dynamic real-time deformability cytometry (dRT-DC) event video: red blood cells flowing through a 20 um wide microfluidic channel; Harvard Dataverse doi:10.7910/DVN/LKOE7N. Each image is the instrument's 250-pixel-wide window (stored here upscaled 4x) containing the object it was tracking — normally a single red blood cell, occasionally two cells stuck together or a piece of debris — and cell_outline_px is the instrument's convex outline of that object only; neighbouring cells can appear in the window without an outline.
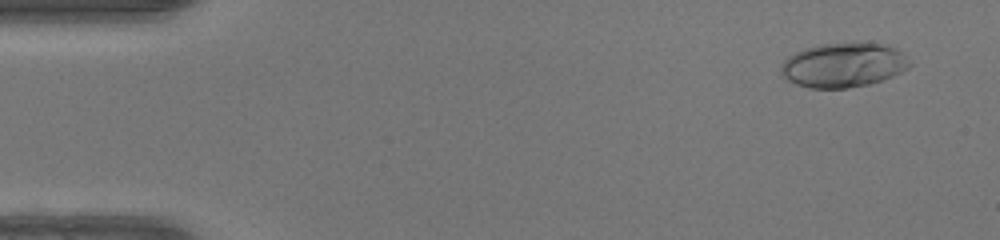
{"species": "human", "species_latin": "Homo sapiens", "temperature_condition": "warm", "stored_images_in_passage": 48, "camera_frame_rate_fps": 3000, "um_per_image_px": 0.085, "donor": {"sex": "female"}, "frame": {"image": 1, "passage_image": 3, "time_ms": 0.667, "image_size_px": [1000, 240], "cell_outline_px": [[912, 64], [908, 68], [892, 76], [868, 84], [844, 88], [808, 88], [796, 84], [788, 80], [780, 72], [780, 64], [788, 56], [796, 52], [820, 44], [884, 44], [896, 48]], "centroid_in_image_um": [71.65, 5.55], "position_along_channel_um": 13.3, "area_um2": 32.77}}
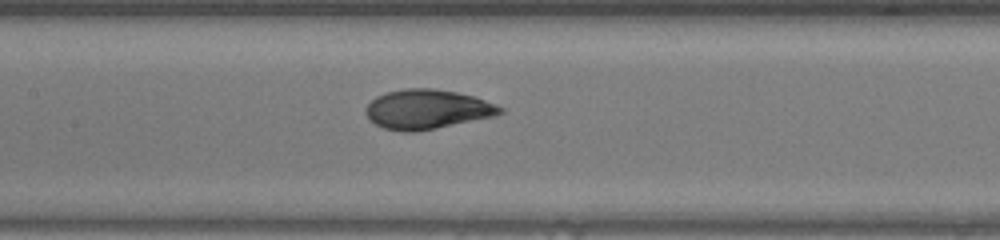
{"frame": {"image": 2, "passage_image": 23, "time_ms": 7.333, "image_size_px": [1000, 240], "cell_outline_px": [[504, 112], [496, 116], [436, 128], [412, 132], [400, 132], [384, 128], [368, 120], [364, 112], [364, 108], [376, 96], [388, 92], [404, 88], [432, 88], [456, 92], [472, 96], [496, 104], [504, 108]], "centroid_in_image_um": [36.28, 9.29], "position_along_channel_um": 171.1, "area_um2": 31.04}}
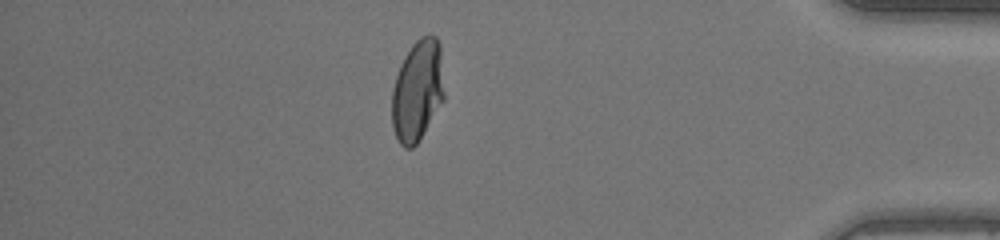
{"frame": {"image": 3, "passage_image": 42, "time_ms": 13.667, "image_size_px": [1000, 240], "cell_outline_px": [[444, 100], [416, 144], [412, 148], [404, 148], [400, 144], [392, 128], [392, 88], [400, 64], [412, 44], [420, 36], [428, 32], [436, 36], [440, 44], [444, 92]], "centroid_in_image_um": [35.48, 7.66], "position_along_channel_um": 399.7, "area_um2": 31.1}, "authors_computed_cell_mechanics": {"area_um2": 30.9519, "velocity_mm_per_s": 4.2644, "shape_relaxation_time_tau1_ms": 6.126, "shape_relaxation_time_tau2_ms": null, "deformation_change_tau1": 0.266, "deformation_change_tau2": null}}